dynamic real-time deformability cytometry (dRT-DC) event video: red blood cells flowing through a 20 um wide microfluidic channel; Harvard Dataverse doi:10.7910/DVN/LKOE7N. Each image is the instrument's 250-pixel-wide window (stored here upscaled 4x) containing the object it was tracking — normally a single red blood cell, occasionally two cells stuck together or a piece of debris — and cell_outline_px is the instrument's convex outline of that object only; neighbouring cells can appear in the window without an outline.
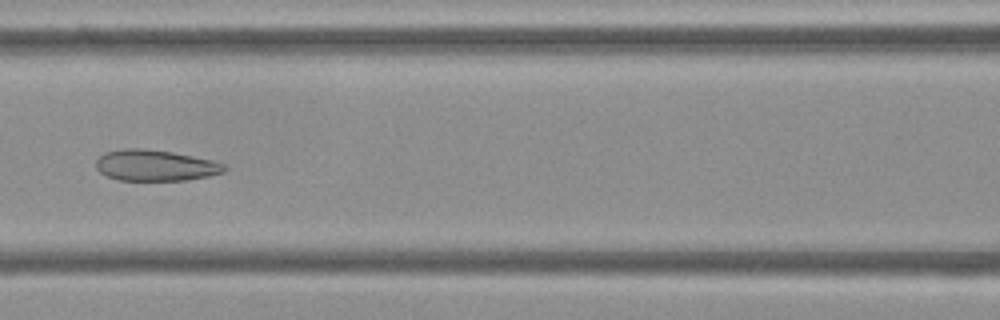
{"species": "Egyptian fruit bat (a non-hibernating species)", "species_latin": "Rousettus aegyptiacus", "temperature_condition": "cold", "stored_images_in_passage": 53, "camera_frame_rate_fps": 3000, "um_per_image_px": 0.085, "frame": {"image": 1, "passage_image": 23, "time_ms": 7.333, "image_size_px": [1000, 320], "cell_outline_px": [[228, 168], [224, 172], [208, 176], [188, 180], [120, 180], [108, 176], [100, 172], [96, 168], [96, 160], [104, 152], [124, 148], [144, 148], [172, 152], [212, 160], [224, 164]], "centroid_in_image_um": [13.2, 14.05], "position_along_channel_um": 153.4, "area_um2": 23.24}}
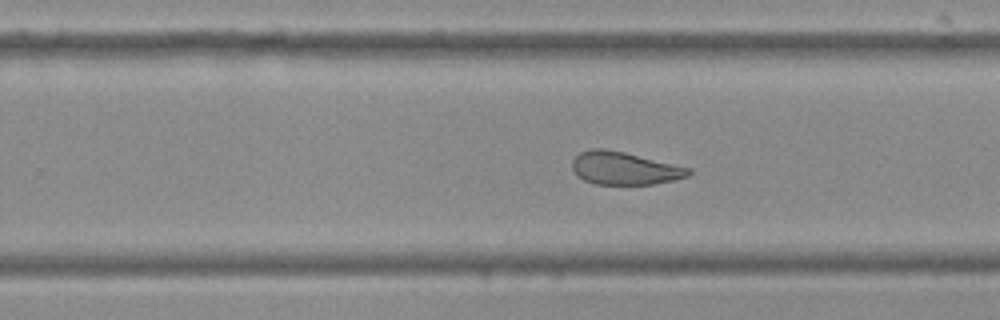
{"frame": {"image": 2, "passage_image": 33, "time_ms": 10.667, "image_size_px": [1000, 320], "cell_outline_px": [[692, 172], [688, 176], [676, 180], [652, 184], [596, 184], [584, 180], [576, 176], [572, 168], [572, 160], [580, 152], [592, 148], [604, 148], [624, 152], [692, 168]], "centroid_in_image_um": [53.08, 14.3], "position_along_channel_um": 276.7, "area_um2": 22.37}}
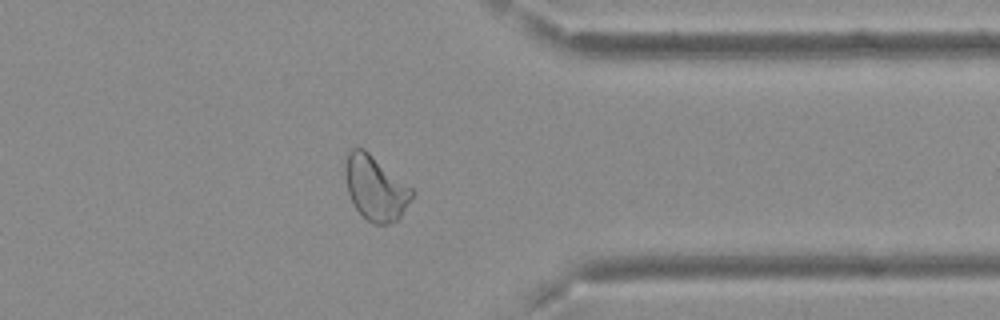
{"frame": {"image": 3, "passage_image": 42, "time_ms": 13.667, "image_size_px": [1000, 320], "cell_outline_px": [[416, 192], [400, 220], [388, 224], [372, 224], [356, 208], [348, 192], [344, 172], [344, 160], [348, 152], [356, 144], [364, 148], [412, 188]], "centroid_in_image_um": [31.92, 15.96], "position_along_channel_um": 379.5, "area_um2": 25.49}, "authors_computed_cell_mechanics": {"area_um2": 26.3568, "velocity_mm_per_s": 3.7083, "shape_relaxation_time_tau1_ms": null, "shape_relaxation_time_tau2_ms": 1.8265, "deformation_change_tau1": null, "deformation_change_tau2": 0.0941}}